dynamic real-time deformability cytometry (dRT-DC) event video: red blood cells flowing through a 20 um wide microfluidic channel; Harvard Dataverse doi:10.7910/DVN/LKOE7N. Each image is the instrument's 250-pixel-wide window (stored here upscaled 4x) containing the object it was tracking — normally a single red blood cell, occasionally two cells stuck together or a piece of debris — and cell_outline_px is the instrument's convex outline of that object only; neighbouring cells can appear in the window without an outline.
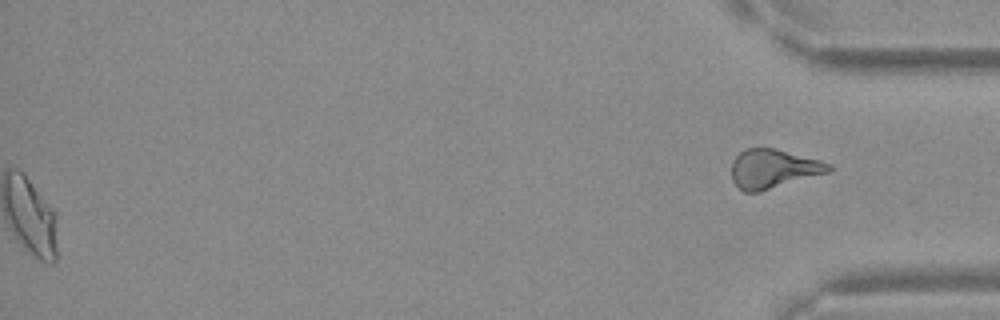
{"species": "Egyptian fruit bat (a non-hibernating species)", "species_latin": "Rousettus aegyptiacus", "temperature_condition": "warm", "stored_images_in_passage": 54, "segment_of_instrument_passage": [2, 2], "camera_frame_rate_fps": 3000, "um_per_image_px": 0.085, "frame": {"image": 1, "passage_image": 54, "time_ms": 17.667, "image_size_px": [1000, 320], "cell_outline_px": [[832, 168], [828, 172], [760, 192], [744, 192], [732, 180], [732, 160], [744, 148], [772, 148], [832, 164]], "centroid_in_image_um": [65.68, 14.35], "position_along_channel_um": 369.5, "area_um2": 21.73}}